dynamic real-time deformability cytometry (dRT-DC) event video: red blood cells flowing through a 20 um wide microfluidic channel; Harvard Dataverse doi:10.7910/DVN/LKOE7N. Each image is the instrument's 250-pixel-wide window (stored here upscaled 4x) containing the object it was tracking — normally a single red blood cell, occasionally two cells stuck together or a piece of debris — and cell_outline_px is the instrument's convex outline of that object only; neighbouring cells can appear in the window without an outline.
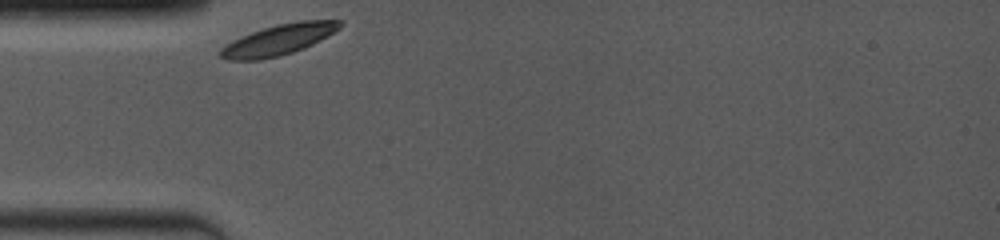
{"species": "common noctule bat (a hibernating species)", "species_latin": "Nyctalus noctula", "temperature_condition": "room temperature", "stored_images_in_passage": 32, "camera_frame_rate_fps": 4000, "um_per_image_px": 0.085, "animal": {"sex": "female", "body_mass_g": 19.0, "forearm_length_mm": 53.3}, "frame": {"image": 1, "passage_image": 1, "time_ms": 0.0, "image_size_px": [1000, 240], "cell_outline_px": [[344, 24], [340, 28], [320, 40], [304, 48], [280, 56], [260, 60], [228, 60], [220, 56], [216, 52], [220, 48], [232, 40], [240, 36], [276, 24], [296, 20], [344, 20]], "centroid_in_image_um": [23.67, 3.37], "position_along_channel_um": 61.3, "area_um2": 21.56}}
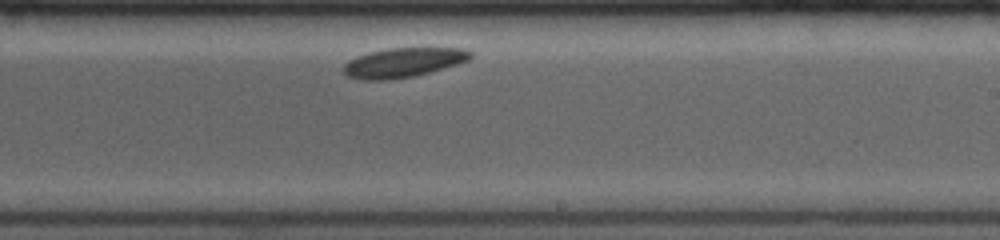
{"frame": {"image": 2, "passage_image": 19, "time_ms": 5.5, "image_size_px": [1000, 240], "cell_outline_px": [[472, 56], [468, 60], [456, 64], [428, 72], [412, 76], [384, 80], [364, 80], [348, 76], [344, 72], [344, 64], [348, 60], [356, 56], [368, 52], [388, 48], [464, 48], [472, 52]], "centroid_in_image_um": [34.25, 5.3], "position_along_channel_um": 254.8, "area_um2": 21.56}}
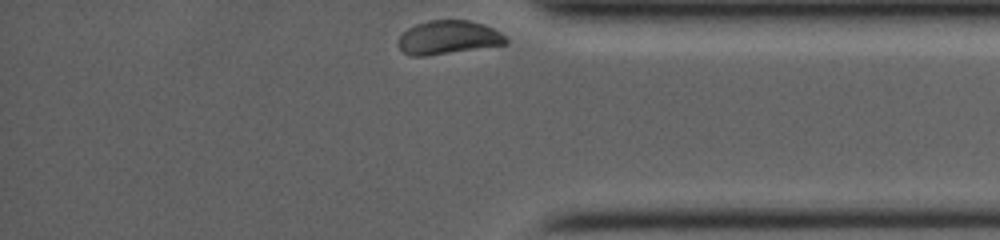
{"frame": {"image": 3, "passage_image": 32, "time_ms": 9.5, "image_size_px": [1000, 240], "cell_outline_px": [[508, 44], [424, 56], [412, 56], [404, 52], [396, 44], [400, 36], [408, 28], [416, 24], [428, 20], [468, 20], [484, 24], [500, 32], [508, 40]], "centroid_in_image_um": [38.09, 3.18], "position_along_channel_um": 397.1, "area_um2": 21.04}, "authors_computed_cell_mechanics": {"area_um2": 21.6461, "velocity_mm_per_s": 3.5793, "shape_relaxation_time_tau1_ms": 0.3567, "shape_relaxation_time_tau2_ms": null, "deformation_change_tau1": 0.027, "deformation_change_tau2": null}}